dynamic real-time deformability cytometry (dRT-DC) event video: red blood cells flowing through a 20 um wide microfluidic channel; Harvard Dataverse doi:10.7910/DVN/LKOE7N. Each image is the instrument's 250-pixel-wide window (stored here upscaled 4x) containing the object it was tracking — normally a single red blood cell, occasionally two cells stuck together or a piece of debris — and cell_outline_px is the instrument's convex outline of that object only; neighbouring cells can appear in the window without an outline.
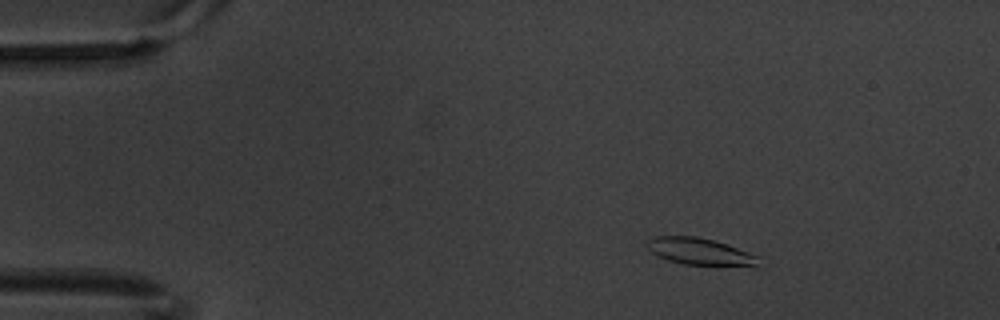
{"species": "common noctule bat (a hibernating species)", "species_latin": "Nyctalus noctula", "temperature_condition": "warm", "stored_images_in_passage": 7, "camera_frame_rate_fps": 3000, "um_per_image_px": 0.085, "animal": {"sex": "male", "body_mass_g": 20.1, "forearm_length_mm": 53.5}, "frame": {"image": 1, "passage_image": 2, "time_ms": 0.333, "image_size_px": [1000, 320], "cell_outline_px": [[760, 256], [756, 268], [684, 264], [668, 260], [652, 252], [644, 244], [652, 236], [696, 236], [712, 240]], "centroid_in_image_um": [59.54, 21.41], "position_along_channel_um": 25.5, "area_um2": 17.74}}
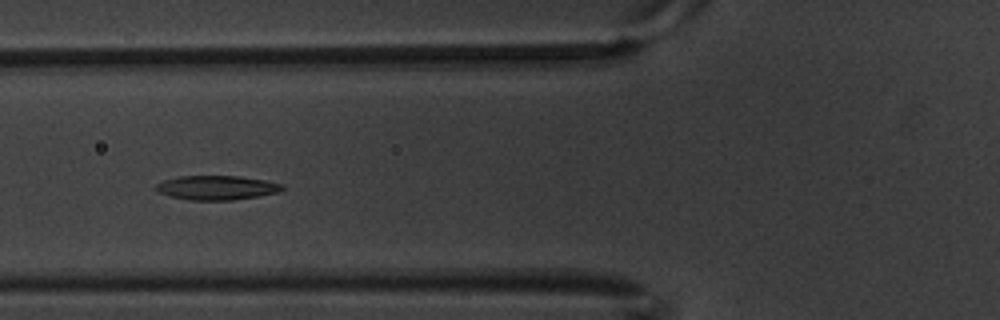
{"frame": {"image": 2, "passage_image": 6, "time_ms": 1.667, "image_size_px": [1000, 320], "cell_outline_px": [[284, 188], [280, 192], [232, 200], [192, 200], [168, 196], [160, 192], [156, 188], [156, 184], [164, 180], [180, 176], [240, 176], [264, 180], [284, 184]], "centroid_in_image_um": [18.44, 15.95], "position_along_channel_um": 107.4, "area_um2": 17.74}}
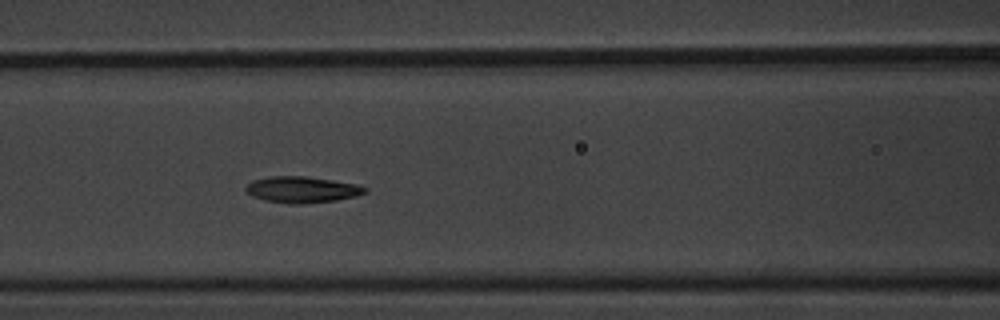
{"frame": {"image": 3, "passage_image": 7, "time_ms": 2.0, "image_size_px": [1000, 320], "cell_outline_px": [[368, 192], [356, 196], [336, 200], [304, 204], [292, 204], [264, 200], [252, 196], [244, 188], [252, 180], [272, 176], [304, 176], [332, 180], [356, 184], [368, 188]], "centroid_in_image_um": [25.68, 16.12], "position_along_channel_um": 140.9, "area_um2": 18.21}}